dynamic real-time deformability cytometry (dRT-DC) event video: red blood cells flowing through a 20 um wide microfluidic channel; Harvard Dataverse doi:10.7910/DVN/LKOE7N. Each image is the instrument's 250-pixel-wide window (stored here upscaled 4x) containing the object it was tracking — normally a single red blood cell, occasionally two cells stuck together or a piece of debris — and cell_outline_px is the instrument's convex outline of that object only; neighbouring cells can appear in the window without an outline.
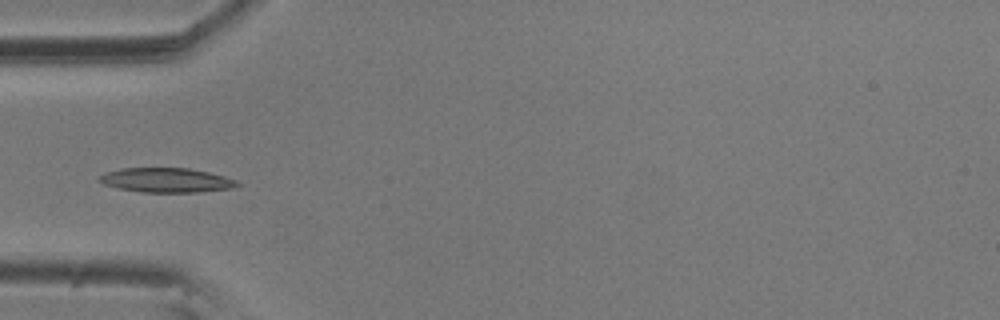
{"species": "common noctule bat (a hibernating species)", "species_latin": "Nyctalus noctula", "temperature_condition": "room temperature", "stored_images_in_passage": 7, "camera_frame_rate_fps": 3000, "um_per_image_px": 0.085, "animal": {"sex": "male", "body_mass_g": 20.5, "forearm_length_mm": 52.5}, "frame": {"image": 1, "passage_image": 5, "time_ms": 1.333, "image_size_px": [1000, 320], "cell_outline_px": [[240, 184], [232, 188], [196, 192], [140, 192], [120, 188], [104, 184], [100, 180], [100, 176], [104, 172], [120, 168], [188, 168], [208, 172], [224, 176], [236, 180]], "centroid_in_image_um": [14.14, 15.31], "position_along_channel_um": 70.9, "area_um2": 19.48}}
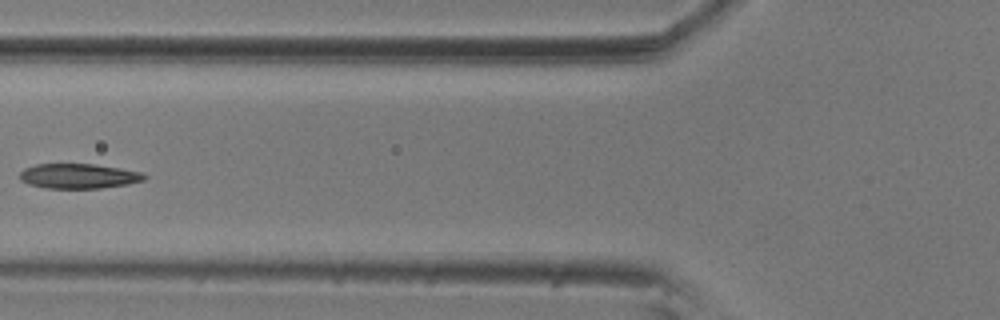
{"frame": {"image": 2, "passage_image": 6, "time_ms": 1.667, "image_size_px": [1000, 320], "cell_outline_px": [[148, 176], [144, 180], [128, 184], [100, 188], [44, 188], [28, 184], [20, 180], [20, 172], [24, 168], [36, 164], [96, 164], [120, 168], [140, 172]], "centroid_in_image_um": [6.67, 14.96], "position_along_channel_um": 119.1, "area_um2": 18.09}}
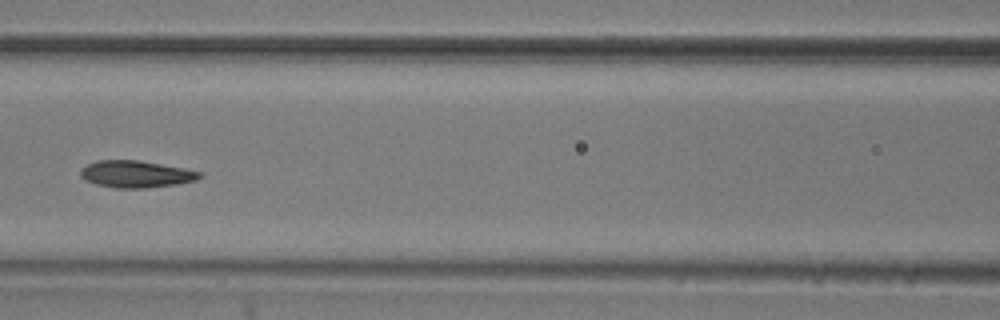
{"frame": {"image": 3, "passage_image": 7, "time_ms": 2.0, "image_size_px": [1000, 320], "cell_outline_px": [[204, 176], [196, 180], [176, 184], [144, 188], [116, 188], [96, 184], [84, 180], [80, 176], [80, 172], [88, 164], [96, 160], [136, 160], [160, 164], [204, 172]], "centroid_in_image_um": [11.57, 14.8], "position_along_channel_um": 155.0, "area_um2": 18.61}}